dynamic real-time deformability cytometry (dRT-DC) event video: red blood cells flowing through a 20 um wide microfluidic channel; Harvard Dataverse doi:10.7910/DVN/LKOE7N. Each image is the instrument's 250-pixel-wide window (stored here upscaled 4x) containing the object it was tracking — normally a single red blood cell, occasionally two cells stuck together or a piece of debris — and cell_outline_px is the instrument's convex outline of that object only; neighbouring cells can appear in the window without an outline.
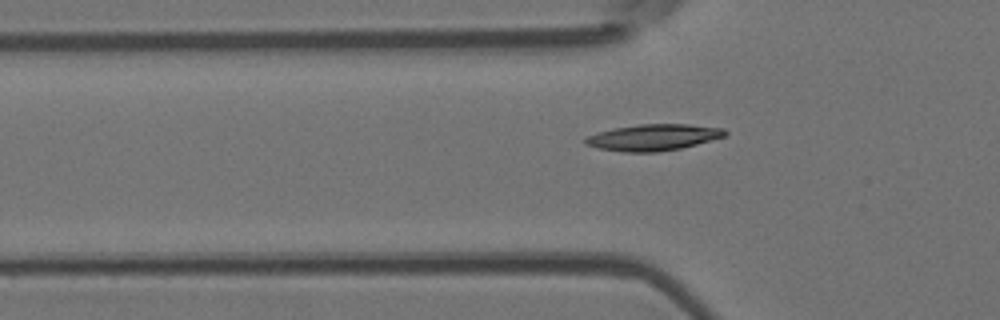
{"species": "Egyptian fruit bat (a non-hibernating species)", "species_latin": "Rousettus aegyptiacus", "temperature_condition": "room temperature", "stored_images_in_passage": 39, "camera_frame_rate_fps": 3000, "um_per_image_px": 0.085, "animal": {"sex": "female"}, "frame": {"image": 1, "passage_image": 8, "time_ms": 2.333, "image_size_px": [1000, 320], "cell_outline_px": [[728, 132], [724, 136], [696, 144], [680, 148], [656, 152], [624, 152], [600, 148], [584, 144], [584, 140], [588, 136], [596, 132], [616, 128], [640, 124], [688, 124], [724, 128]], "centroid_in_image_um": [55.53, 11.67], "position_along_channel_um": 70.3, "area_um2": 21.21}}
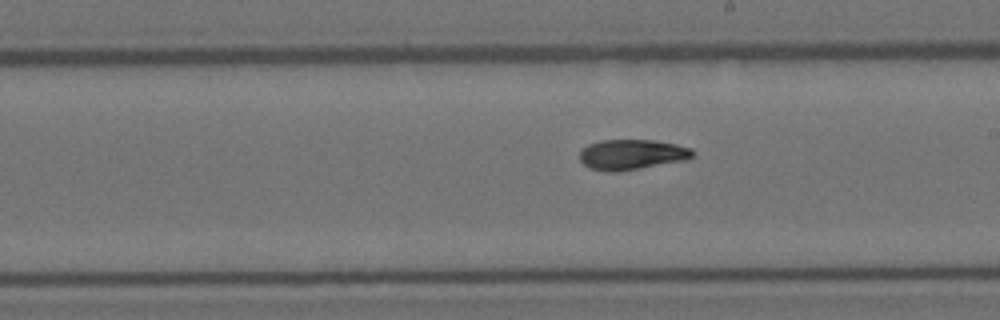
{"frame": {"image": 2, "passage_image": 21, "time_ms": 6.667, "image_size_px": [1000, 320], "cell_outline_px": [[696, 156], [684, 160], [616, 172], [608, 172], [592, 168], [584, 164], [580, 160], [580, 148], [588, 144], [600, 140], [652, 140], [676, 144], [692, 148], [696, 152]], "centroid_in_image_um": [53.71, 13.12], "position_along_channel_um": 235.3, "area_um2": 19.94}}
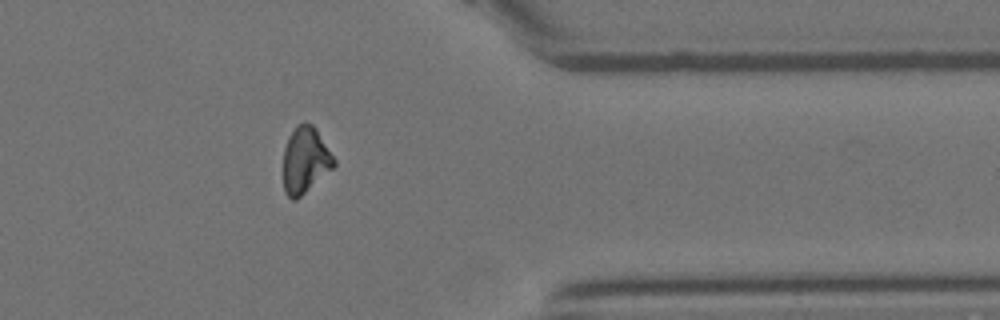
{"frame": {"image": 3, "passage_image": 34, "time_ms": 11.0, "image_size_px": [1000, 320], "cell_outline_px": [[336, 164], [332, 168], [296, 200], [292, 200], [284, 192], [284, 148], [288, 136], [296, 124], [312, 124], [316, 128], [336, 160]], "centroid_in_image_um": [25.93, 13.6], "position_along_channel_um": 385.5, "area_um2": 19.36}, "authors_computed_cell_mechanics": {"area_um2": 19.7676, "velocity_mm_per_s": 3.7912, "shape_relaxation_time_tau1_ms": 6.3582, "shape_relaxation_time_tau2_ms": 3.4639, "deformation_change_tau1": 0.1935, "deformation_change_tau2": 0.0871}}